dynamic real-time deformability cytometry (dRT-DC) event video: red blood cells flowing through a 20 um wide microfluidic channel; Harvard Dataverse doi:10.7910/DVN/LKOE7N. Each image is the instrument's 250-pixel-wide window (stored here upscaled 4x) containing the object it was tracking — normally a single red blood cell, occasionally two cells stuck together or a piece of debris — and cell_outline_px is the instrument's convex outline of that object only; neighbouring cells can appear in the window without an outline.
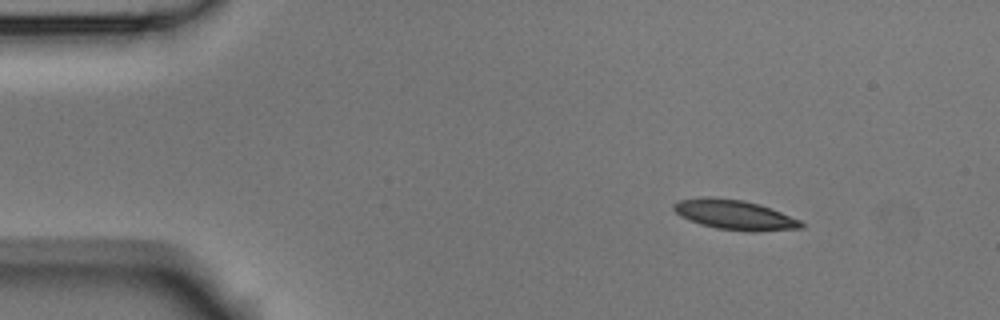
{"species": "Egyptian fruit bat (a non-hibernating species)", "species_latin": "Rousettus aegyptiacus", "temperature_condition": "room temperature", "stored_images_in_passage": 3, "camera_frame_rate_fps": 3000, "um_per_image_px": 0.085, "animal": {"sex": "male"}, "frame": {"image": 1, "passage_image": 1, "time_ms": 0.0, "image_size_px": [1000, 320], "cell_outline_px": [[804, 228], [756, 232], [752, 232], [716, 228], [700, 224], [680, 216], [672, 208], [672, 204], [680, 200], [744, 200], [760, 204], [800, 220], [804, 224]], "centroid_in_image_um": [62.53, 18.32], "position_along_channel_um": 22.5, "area_um2": 21.27}}